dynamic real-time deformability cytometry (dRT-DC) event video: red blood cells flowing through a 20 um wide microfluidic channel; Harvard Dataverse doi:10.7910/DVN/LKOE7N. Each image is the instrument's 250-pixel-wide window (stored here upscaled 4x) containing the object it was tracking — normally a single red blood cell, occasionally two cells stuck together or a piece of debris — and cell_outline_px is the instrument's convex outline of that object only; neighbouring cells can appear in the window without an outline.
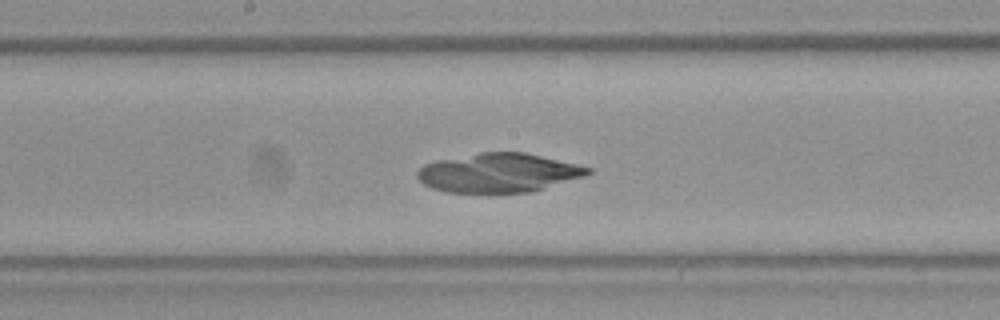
{"species": "Egyptian fruit bat (a non-hibernating species)", "species_latin": "Rousettus aegyptiacus", "temperature_condition": "room temperature", "stored_images_in_passage": 44, "camera_frame_rate_fps": 3000, "um_per_image_px": 0.085, "frame": {"image": 1, "passage_image": 24, "time_ms": 7.667, "image_size_px": [1000, 320], "cell_outline_px": [[592, 172], [584, 176], [528, 192], [444, 192], [432, 188], [424, 184], [416, 176], [416, 172], [424, 164], [440, 160], [480, 152], [524, 152], [576, 164], [592, 168]], "centroid_in_image_um": [42.35, 14.68], "position_along_channel_um": 205.9, "area_um2": 38.26}}
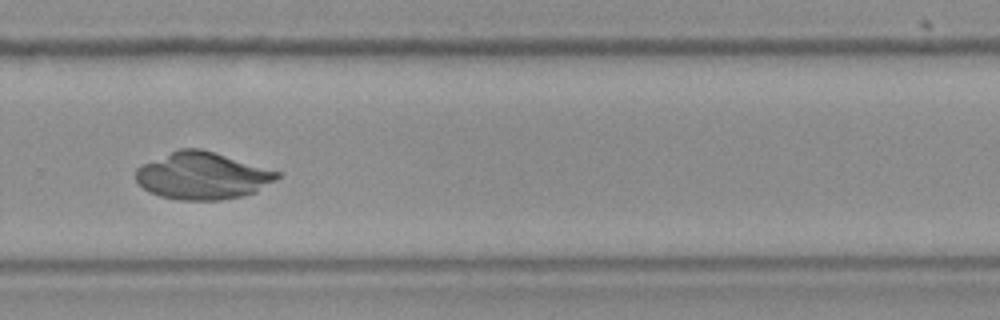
{"frame": {"image": 2, "passage_image": 31, "time_ms": 10.0, "image_size_px": [1000, 320], "cell_outline_px": [[280, 176], [256, 192], [244, 196], [220, 200], [180, 200], [160, 196], [144, 188], [136, 180], [136, 168], [140, 164], [180, 148], [200, 148], [280, 172]], "centroid_in_image_um": [17.18, 14.94], "position_along_channel_um": 312.6, "area_um2": 38.55}}